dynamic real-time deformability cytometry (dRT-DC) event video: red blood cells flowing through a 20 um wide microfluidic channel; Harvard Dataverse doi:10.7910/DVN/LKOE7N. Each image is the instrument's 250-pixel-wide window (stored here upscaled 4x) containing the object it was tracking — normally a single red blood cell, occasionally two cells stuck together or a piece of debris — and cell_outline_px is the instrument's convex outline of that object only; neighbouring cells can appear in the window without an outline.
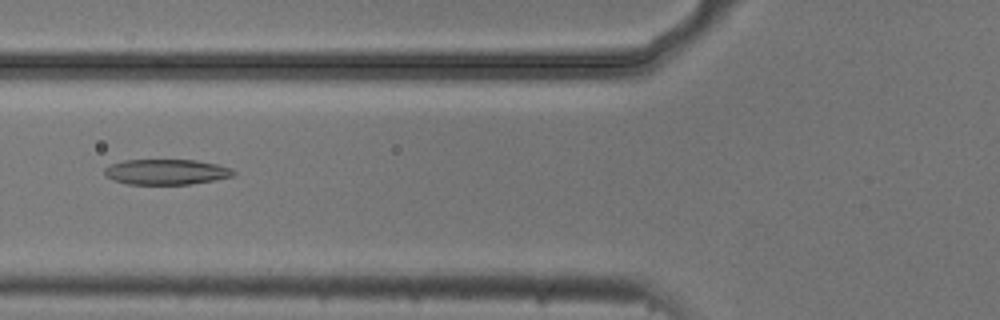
{"species": "common noctule bat (a hibernating species)", "species_latin": "Nyctalus noctula", "temperature_condition": "cold", "stored_images_in_passage": 53, "camera_frame_rate_fps": 3000, "um_per_image_px": 0.085, "animal": {"sex": "male", "body_mass_g": 20.5, "forearm_length_mm": 52.5}, "frame": {"image": 1, "passage_image": 20, "time_ms": 6.333, "image_size_px": [1000, 320], "cell_outline_px": [[236, 172], [232, 176], [216, 180], [188, 184], [128, 184], [104, 176], [104, 168], [112, 164], [124, 160], [196, 160], [216, 164], [232, 168]], "centroid_in_image_um": [14.15, 14.61], "position_along_channel_um": 111.7, "area_um2": 19.02}}
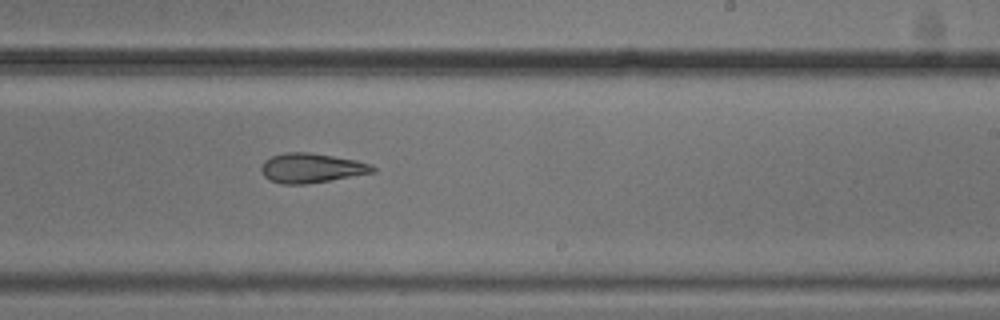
{"frame": {"image": 2, "passage_image": 32, "time_ms": 10.333, "image_size_px": [1000, 320], "cell_outline_px": [[376, 172], [304, 184], [280, 184], [268, 180], [264, 176], [260, 168], [264, 160], [272, 156], [284, 152], [308, 152], [356, 160], [372, 164], [376, 168]], "centroid_in_image_um": [26.44, 14.28], "position_along_channel_um": 262.6, "area_um2": 19.19}}
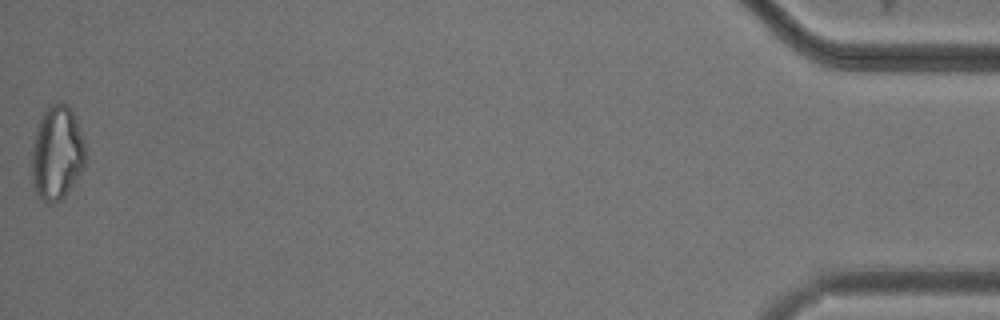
{"frame": {"image": 3, "passage_image": 53, "time_ms": 17.333, "image_size_px": [1000, 320], "cell_outline_px": [[84, 168], [64, 200], [48, 204], [44, 204], [36, 196], [32, 184], [32, 144], [36, 124], [44, 112], [52, 104], [68, 104], [76, 120], [84, 140]], "centroid_in_image_um": [4.81, 13.09], "position_along_channel_um": 430.4, "area_um2": 29.94}, "authors_computed_cell_mechanics": {"area_um2": 22.1952, "velocity_mm_per_s": 3.7658, "shape_relaxation_time_tau1_ms": 7.253, "shape_relaxation_time_tau2_ms": 2.5026, "deformation_change_tau1": 0.2005, "deformation_change_tau2": 0.1174}}